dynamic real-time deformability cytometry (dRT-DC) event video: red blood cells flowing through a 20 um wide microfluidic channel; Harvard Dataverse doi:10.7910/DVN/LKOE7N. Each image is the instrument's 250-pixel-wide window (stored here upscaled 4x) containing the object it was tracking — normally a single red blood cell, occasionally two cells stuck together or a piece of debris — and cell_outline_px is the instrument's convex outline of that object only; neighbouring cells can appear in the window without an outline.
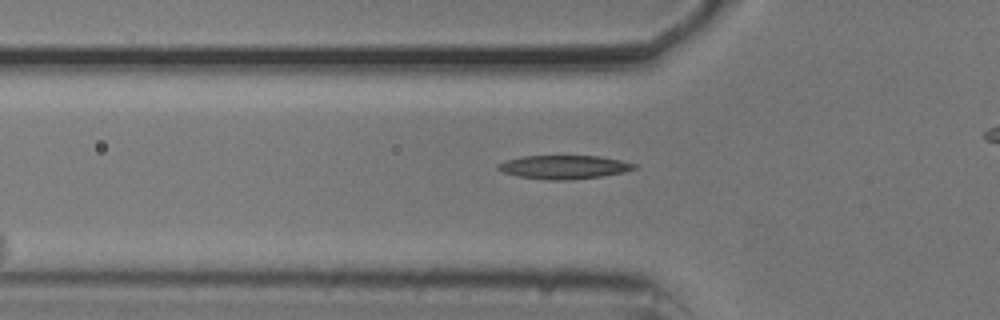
{"species": "common noctule bat (a hibernating species)", "species_latin": "Nyctalus noctula", "temperature_condition": "cold", "stored_images_in_passage": 32, "camera_frame_rate_fps": 3000, "um_per_image_px": 0.085, "animal": {"sex": "male", "body_mass_g": 20.5, "forearm_length_mm": 52.5}, "frame": {"image": 1, "passage_image": 2, "time_ms": 0.333, "image_size_px": [1000, 320], "cell_outline_px": [[640, 164], [636, 168], [624, 172], [600, 176], [572, 180], [548, 180], [516, 176], [504, 172], [496, 168], [496, 164], [504, 160], [520, 156], [600, 156]], "centroid_in_image_um": [47.92, 14.2], "position_along_channel_um": 77.9, "area_um2": 18.96}}